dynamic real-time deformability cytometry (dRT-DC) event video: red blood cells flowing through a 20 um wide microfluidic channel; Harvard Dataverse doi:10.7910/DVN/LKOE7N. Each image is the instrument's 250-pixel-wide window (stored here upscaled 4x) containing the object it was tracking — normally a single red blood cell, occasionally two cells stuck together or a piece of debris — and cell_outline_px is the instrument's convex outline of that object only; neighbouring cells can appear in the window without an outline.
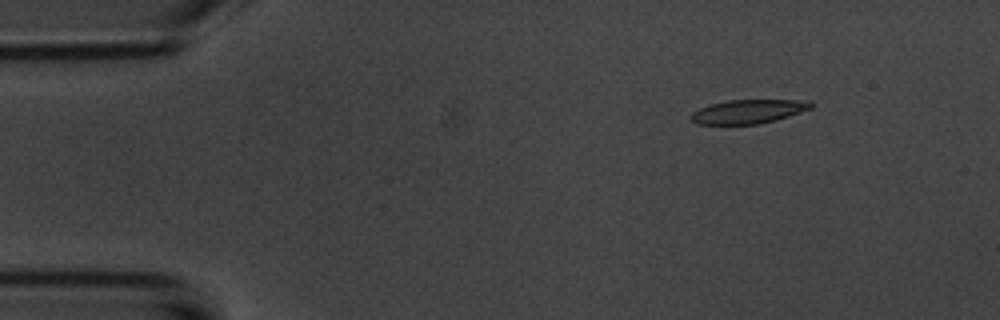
{"species": "common noctule bat (a hibernating species)", "species_latin": "Nyctalus noctula", "temperature_condition": "room temperature", "stored_images_in_passage": 11, "camera_frame_rate_fps": 3000, "um_per_image_px": 0.085, "animal": {"sex": "male", "body_mass_g": 20.1, "forearm_length_mm": 53.5}, "frame": {"image": 1, "passage_image": 1, "time_ms": 0.0, "image_size_px": [1000, 320], "cell_outline_px": [[816, 104], [812, 108], [776, 120], [760, 124], [696, 124], [688, 116], [692, 112], [708, 104], [728, 100], [812, 100]], "centroid_in_image_um": [63.62, 9.47], "position_along_channel_um": 21.4, "area_um2": 16.94}}
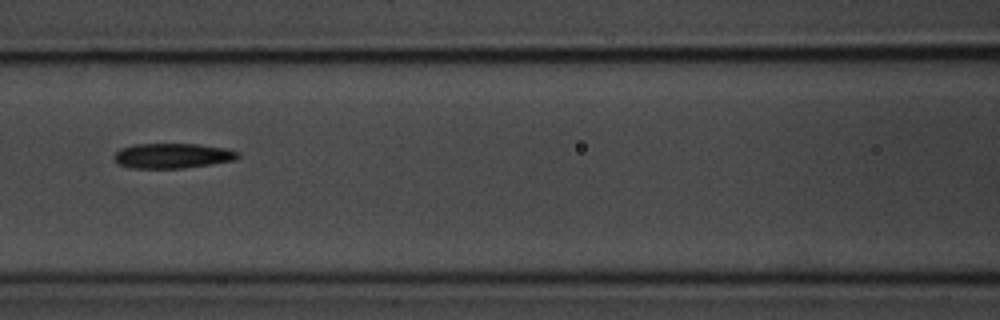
{"frame": {"image": 2, "passage_image": 5, "time_ms": 5.667, "image_size_px": [1000, 320], "cell_outline_px": [[240, 156], [236, 160], [184, 168], [128, 168], [112, 160], [112, 156], [120, 148], [132, 144], [196, 144], [228, 148], [240, 152]], "centroid_in_image_um": [14.65, 13.23], "position_along_channel_um": 152.0, "area_um2": 18.32}, "authors_computed_cell_mechanics": {"area_um2": 18.0336, "velocity_mm_per_s": 3.6275, "shape_relaxation_time_tau1_ms": 2.8573, "shape_relaxation_time_tau2_ms": 6.6105, "deformation_change_tau1": 0.108, "deformation_change_tau2": 0.1591}}